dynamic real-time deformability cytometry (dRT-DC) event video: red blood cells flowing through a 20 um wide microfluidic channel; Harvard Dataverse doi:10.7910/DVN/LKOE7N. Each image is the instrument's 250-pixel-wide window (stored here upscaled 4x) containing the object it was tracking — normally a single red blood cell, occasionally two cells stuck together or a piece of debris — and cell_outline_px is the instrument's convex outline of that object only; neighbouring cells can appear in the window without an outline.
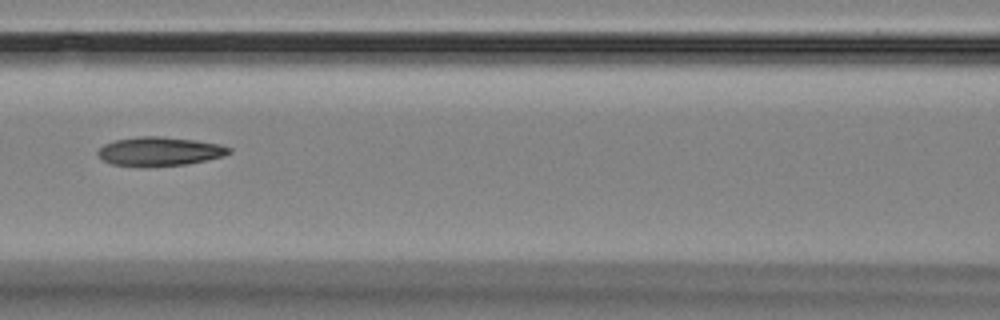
{"species": "Egyptian fruit bat (a non-hibernating species)", "species_latin": "Rousettus aegyptiacus", "temperature_condition": "room temperature", "stored_images_in_passage": 16, "camera_frame_rate_fps": 3000, "um_per_image_px": 0.085, "animal": {"sex": "female"}, "frame": {"image": 1, "passage_image": 7, "time_ms": 7.0, "image_size_px": [1000, 320], "cell_outline_px": [[232, 152], [224, 156], [188, 164], [112, 164], [104, 160], [96, 152], [104, 144], [116, 140], [140, 136], [160, 136], [196, 140], [220, 144], [232, 148]], "centroid_in_image_um": [13.64, 12.82], "position_along_channel_um": 153.0, "area_um2": 21.33}}
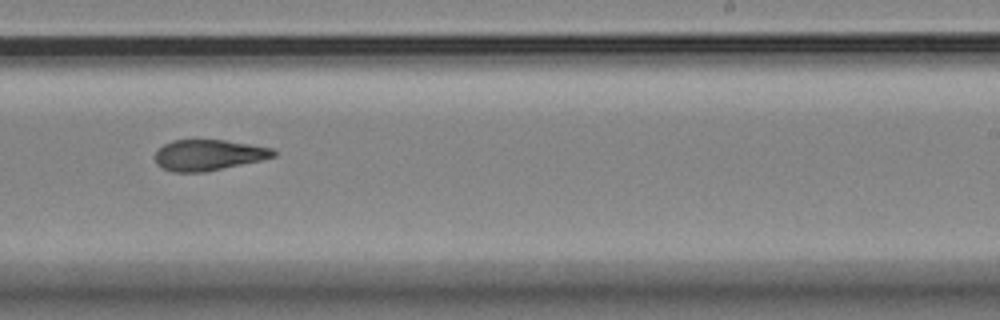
{"frame": {"image": 2, "passage_image": 10, "time_ms": 10.333, "image_size_px": [1000, 320], "cell_outline_px": [[276, 156], [260, 160], [204, 172], [172, 172], [156, 164], [156, 152], [164, 144], [172, 140], [224, 140], [272, 148], [276, 152]], "centroid_in_image_um": [17.71, 13.17], "position_along_channel_um": 271.3, "area_um2": 20.98}}
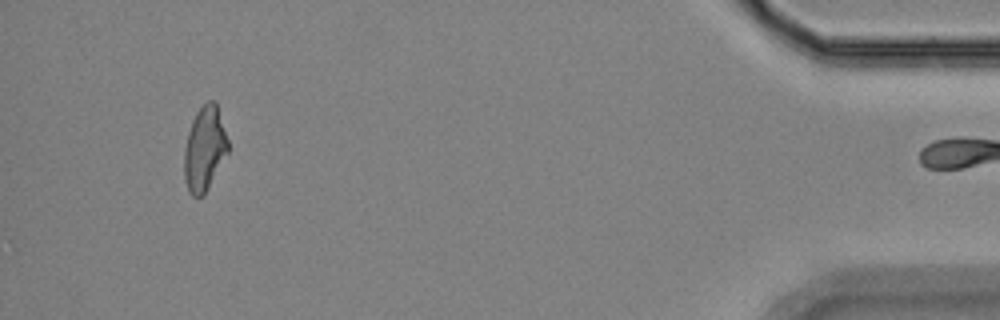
{"frame": {"image": 3, "passage_image": 15, "time_ms": 16.333, "image_size_px": [1000, 320], "cell_outline_px": [[228, 152], [204, 196], [192, 196], [188, 192], [184, 180], [184, 148], [188, 132], [192, 120], [196, 112], [208, 100], [216, 100], [228, 140]], "centroid_in_image_um": [17.38, 12.65], "position_along_channel_um": 417.8, "area_um2": 21.73}, "authors_computed_cell_mechanics": {"area_um2": 21.7039, "velocity_mm_per_s": 3.5673, "shape_relaxation_time_tau1_ms": null, "shape_relaxation_time_tau2_ms": 3.1047, "deformation_change_tau1": null, "deformation_change_tau2": 0.1004}}